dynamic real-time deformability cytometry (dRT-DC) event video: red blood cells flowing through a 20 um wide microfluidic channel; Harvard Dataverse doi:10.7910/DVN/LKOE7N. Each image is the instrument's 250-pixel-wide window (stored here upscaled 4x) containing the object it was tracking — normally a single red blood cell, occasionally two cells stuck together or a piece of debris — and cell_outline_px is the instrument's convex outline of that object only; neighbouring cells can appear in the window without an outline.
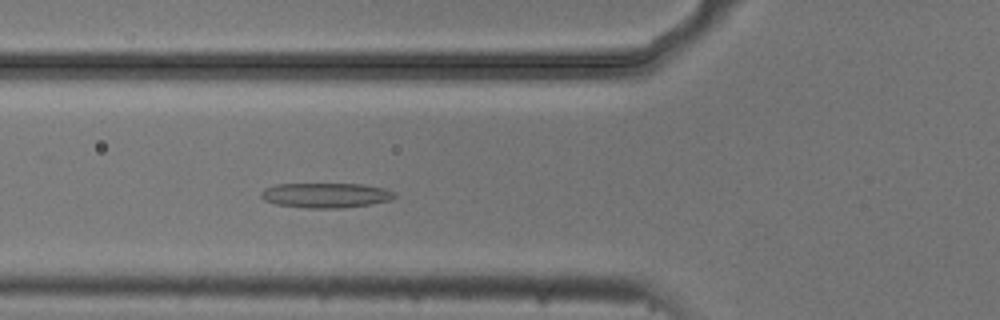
{"species": "common noctule bat (a hibernating species)", "species_latin": "Nyctalus noctula", "temperature_condition": "cold", "stored_images_in_passage": 38, "camera_frame_rate_fps": 3000, "um_per_image_px": 0.085, "animal": {"sex": "male", "body_mass_g": 20.5, "forearm_length_mm": 52.5}, "frame": {"image": 1, "passage_image": 4, "time_ms": 1.0, "image_size_px": [1000, 320], "cell_outline_px": [[396, 196], [392, 200], [372, 204], [344, 208], [308, 208], [276, 204], [264, 200], [260, 196], [260, 192], [264, 188], [276, 184], [360, 184], [384, 188], [396, 192]], "centroid_in_image_um": [27.71, 16.6], "position_along_channel_um": 98.1, "area_um2": 19.54}}
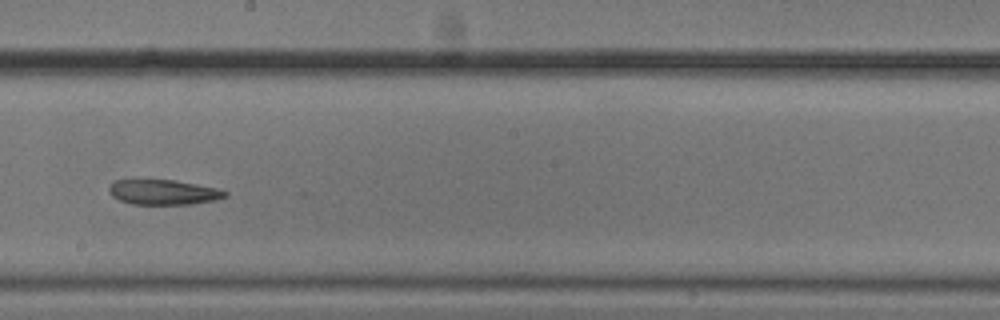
{"frame": {"image": 2, "passage_image": 15, "time_ms": 4.667, "image_size_px": [1000, 320], "cell_outline_px": [[228, 196], [216, 200], [192, 204], [132, 204], [120, 200], [112, 196], [108, 192], [108, 184], [112, 180], [172, 180], [196, 184], [216, 188], [228, 192]], "centroid_in_image_um": [13.86, 16.33], "position_along_channel_um": 234.3, "area_um2": 16.99}}
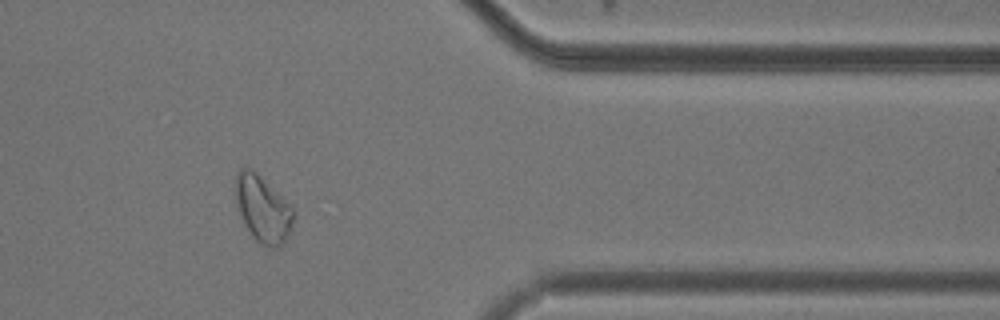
{"frame": {"image": 3, "passage_image": 29, "time_ms": 9.333, "image_size_px": [1000, 320], "cell_outline_px": [[292, 228], [284, 244], [280, 248], [272, 248], [260, 244], [252, 236], [236, 204], [236, 172], [240, 168], [252, 168], [292, 208]], "centroid_in_image_um": [22.33, 17.79], "position_along_channel_um": 389.1, "area_um2": 21.91}}